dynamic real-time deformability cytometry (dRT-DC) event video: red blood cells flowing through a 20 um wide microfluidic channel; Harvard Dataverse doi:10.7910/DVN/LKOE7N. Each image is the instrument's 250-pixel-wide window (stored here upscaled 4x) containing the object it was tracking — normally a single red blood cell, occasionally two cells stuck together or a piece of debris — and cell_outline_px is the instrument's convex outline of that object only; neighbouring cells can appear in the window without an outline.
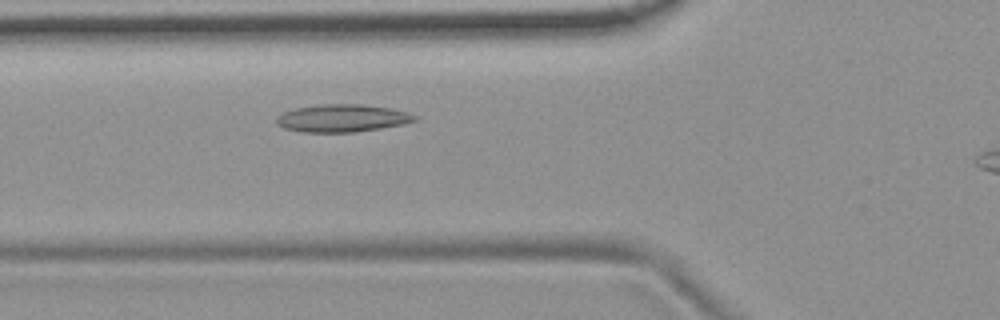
{"species": "common noctule bat (a hibernating species)", "species_latin": "Nyctalus noctula", "temperature_condition": "room temperature", "stored_images_in_passage": 42, "camera_frame_rate_fps": 3000, "um_per_image_px": 0.085, "animal": {"sex": "female", "body_mass_g": 19.9}, "frame": {"image": 1, "passage_image": 13, "time_ms": 4.0, "image_size_px": [1000, 320], "cell_outline_px": [[416, 120], [404, 124], [380, 128], [352, 132], [304, 132], [284, 128], [276, 124], [276, 116], [284, 112], [296, 108], [320, 104], [360, 104], [392, 108], [416, 116]], "centroid_in_image_um": [29.05, 10.04], "position_along_channel_um": 96.7, "area_um2": 22.08}}
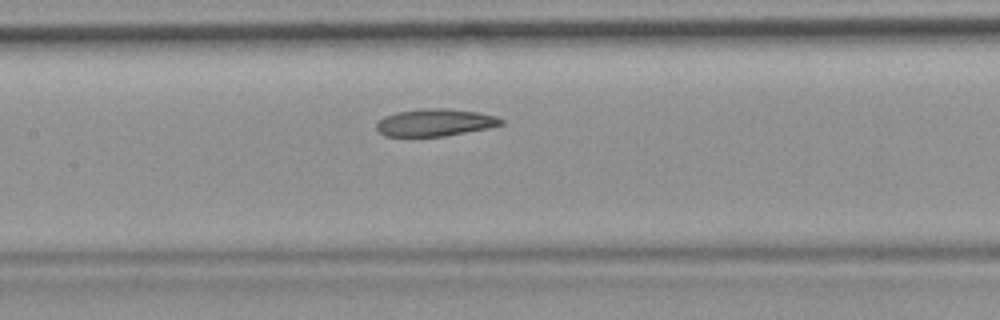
{"frame": {"image": 2, "passage_image": 19, "time_ms": 6.0, "image_size_px": [1000, 320], "cell_outline_px": [[504, 124], [488, 128], [444, 136], [384, 136], [376, 128], [376, 124], [384, 116], [396, 112], [420, 108], [448, 108], [480, 112], [496, 116], [504, 120]], "centroid_in_image_um": [36.99, 10.4], "position_along_channel_um": 170.4, "area_um2": 19.94}}
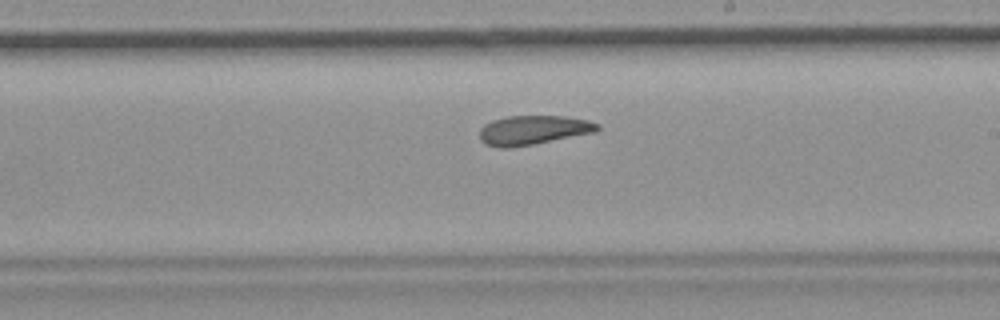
{"frame": {"image": 3, "passage_image": 25, "time_ms": 8.0, "image_size_px": [1000, 320], "cell_outline_px": [[600, 128], [596, 132], [532, 144], [508, 148], [500, 148], [484, 144], [480, 140], [480, 128], [484, 124], [492, 120], [508, 116], [568, 116], [588, 120], [600, 124]], "centroid_in_image_um": [45.31, 11.05], "position_along_channel_um": 243.7, "area_um2": 20.17}}